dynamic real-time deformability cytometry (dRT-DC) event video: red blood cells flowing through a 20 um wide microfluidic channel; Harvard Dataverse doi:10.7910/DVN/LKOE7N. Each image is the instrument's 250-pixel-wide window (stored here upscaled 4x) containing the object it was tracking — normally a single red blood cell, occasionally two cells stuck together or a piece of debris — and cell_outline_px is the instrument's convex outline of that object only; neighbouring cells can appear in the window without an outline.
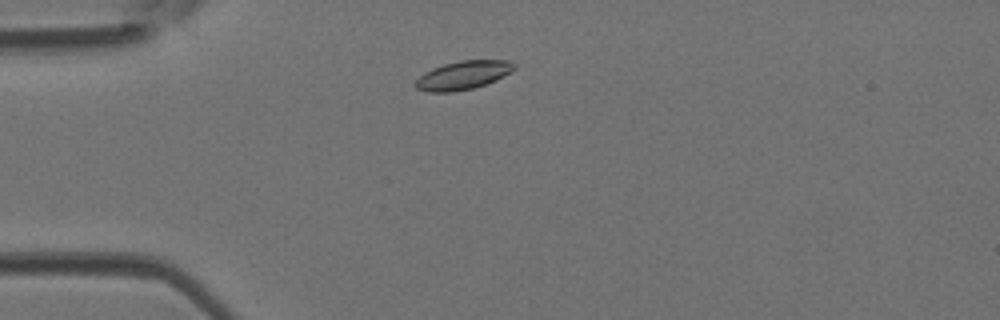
{"species": "Egyptian fruit bat (a non-hibernating species)", "species_latin": "Rousettus aegyptiacus", "temperature_condition": "room temperature", "stored_images_in_passage": 33, "camera_frame_rate_fps": 3000, "um_per_image_px": 0.085, "animal": {"sex": "female"}, "frame": {"image": 1, "passage_image": 1, "time_ms": 0.0, "image_size_px": [1000, 320], "cell_outline_px": [[516, 68], [496, 80], [472, 88], [452, 92], [428, 92], [416, 88], [412, 84], [424, 72], [432, 68], [444, 64], [460, 60], [508, 60], [516, 64]], "centroid_in_image_um": [39.33, 6.39], "position_along_channel_um": 45.7, "area_um2": 16.42}}
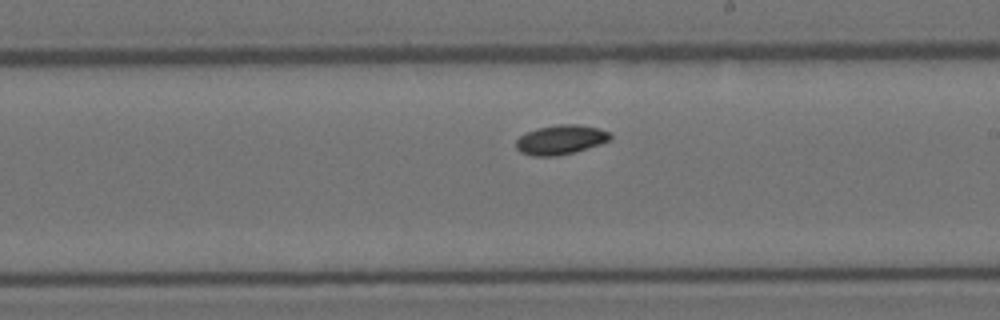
{"frame": {"image": 2, "passage_image": 15, "time_ms": 4.667, "image_size_px": [1000, 320], "cell_outline_px": [[612, 140], [576, 152], [556, 156], [532, 156], [520, 152], [516, 148], [516, 140], [520, 136], [536, 128], [556, 124], [576, 124], [600, 128], [608, 132], [612, 136]], "centroid_in_image_um": [47.67, 11.88], "position_along_channel_um": 241.3, "area_um2": 16.36}}
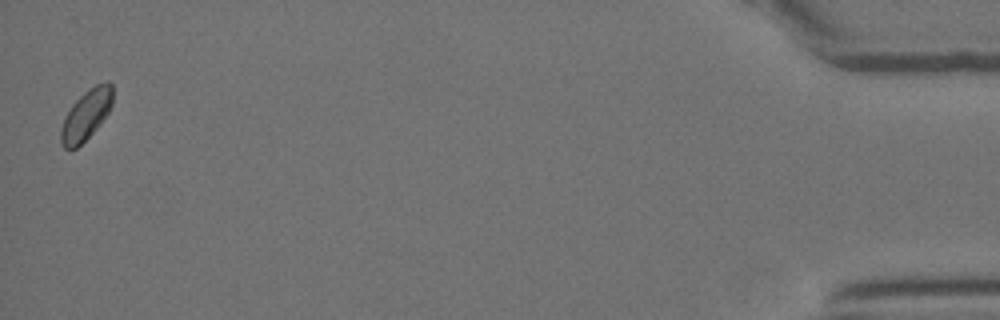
{"frame": {"image": 3, "passage_image": 33, "time_ms": 10.667, "image_size_px": [1000, 320], "cell_outline_px": [[112, 104], [108, 112], [100, 124], [76, 148], [64, 148], [60, 144], [60, 128], [64, 116], [72, 104], [84, 92], [96, 84], [104, 80], [108, 80], [112, 84]], "centroid_in_image_um": [7.3, 9.74], "position_along_channel_um": 427.9, "area_um2": 15.14}}